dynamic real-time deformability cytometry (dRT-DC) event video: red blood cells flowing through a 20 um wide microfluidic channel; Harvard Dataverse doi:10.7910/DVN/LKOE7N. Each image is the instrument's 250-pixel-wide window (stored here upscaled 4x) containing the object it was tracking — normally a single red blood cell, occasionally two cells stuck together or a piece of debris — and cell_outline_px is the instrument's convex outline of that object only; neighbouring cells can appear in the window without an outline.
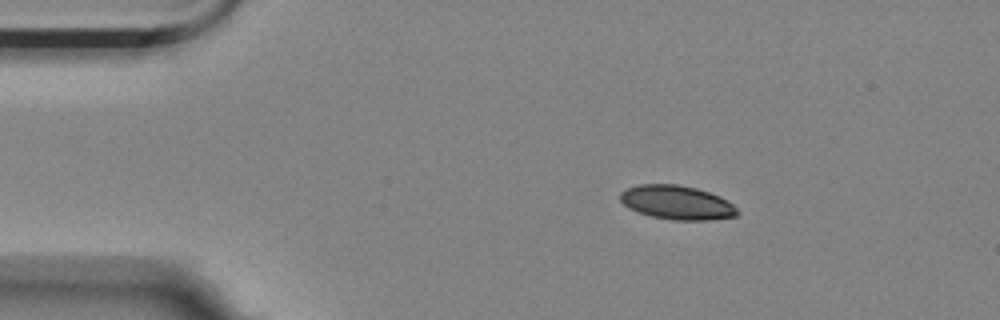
{"species": "Egyptian fruit bat (a non-hibernating species)", "species_latin": "Rousettus aegyptiacus", "temperature_condition": "room temperature", "stored_images_in_passage": 4, "camera_frame_rate_fps": 3000, "um_per_image_px": 0.085, "animal": {"sex": "female"}, "frame": {"image": 1, "passage_image": 2, "time_ms": 0.333, "image_size_px": [1000, 320], "cell_outline_px": [[740, 212], [736, 216], [708, 220], [672, 220], [652, 216], [636, 212], [628, 208], [620, 200], [620, 192], [628, 188], [640, 184], [676, 184], [696, 188], [720, 196], [728, 200]], "centroid_in_image_um": [57.53, 17.22], "position_along_channel_um": 27.5, "area_um2": 23.24}}